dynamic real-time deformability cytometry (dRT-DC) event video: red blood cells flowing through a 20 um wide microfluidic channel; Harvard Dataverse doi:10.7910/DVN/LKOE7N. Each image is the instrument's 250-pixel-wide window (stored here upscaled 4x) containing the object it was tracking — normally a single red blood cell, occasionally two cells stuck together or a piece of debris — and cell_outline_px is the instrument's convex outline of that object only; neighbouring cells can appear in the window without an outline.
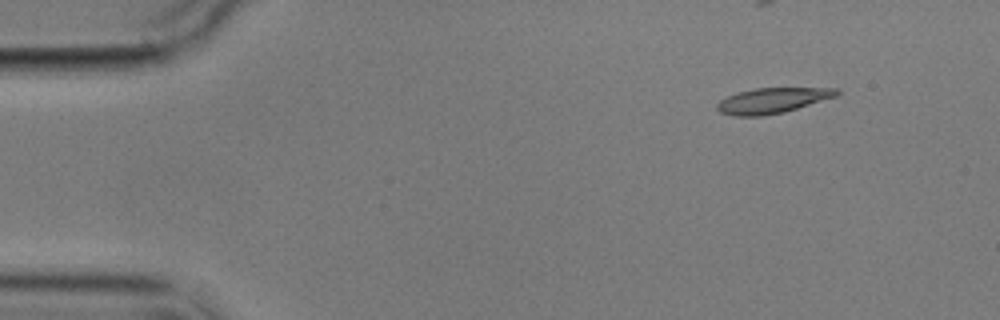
{"species": "common noctule bat (a hibernating species)", "species_latin": "Nyctalus noctula", "temperature_condition": "cold", "stored_images_in_passage": 5, "camera_frame_rate_fps": 3000, "um_per_image_px": 0.085, "animal": {"sex": "male", "body_mass_g": 17.9}, "frame": {"image": 1, "passage_image": 1, "time_ms": 0.0, "image_size_px": [1000, 320], "cell_outline_px": [[840, 92], [836, 96], [784, 112], [764, 116], [732, 116], [720, 112], [716, 108], [716, 104], [720, 100], [728, 96], [740, 92], [756, 88], [836, 88]], "centroid_in_image_um": [65.62, 8.55], "position_along_channel_um": 19.4, "area_um2": 17.51}}
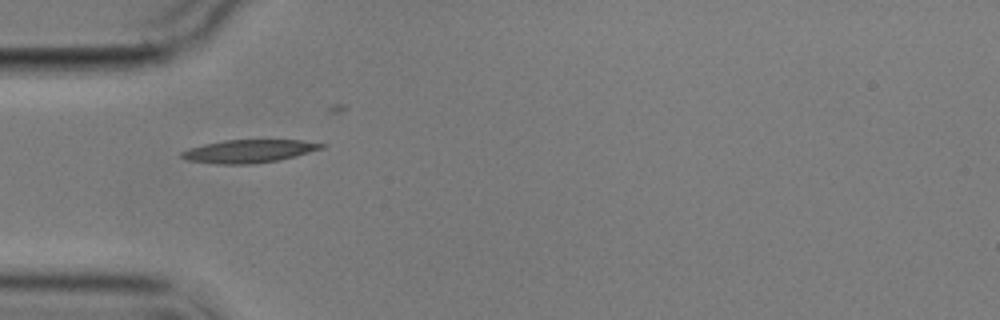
{"frame": {"image": 2, "passage_image": 4, "time_ms": 3.667, "image_size_px": [1000, 320], "cell_outline_px": [[324, 148], [296, 156], [276, 160], [252, 164], [216, 164], [184, 160], [180, 156], [180, 152], [188, 148], [204, 144], [224, 140], [300, 140], [324, 144]], "centroid_in_image_um": [21.09, 12.85], "position_along_channel_um": 63.9, "area_um2": 18.79}}
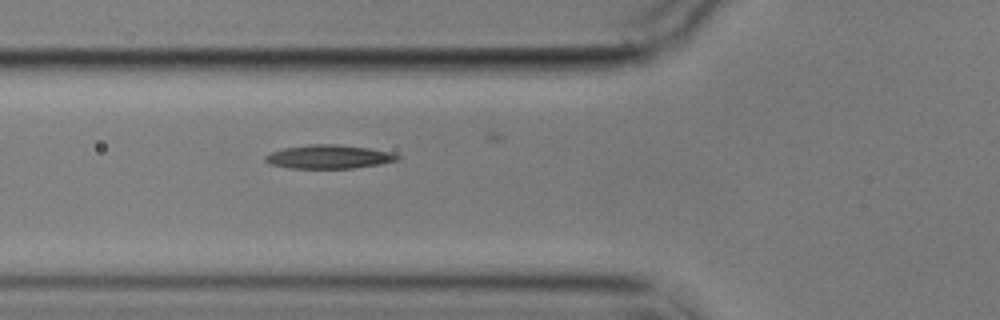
{"frame": {"image": 3, "passage_image": 5, "time_ms": 4.667, "image_size_px": [1000, 320], "cell_outline_px": [[400, 160], [380, 164], [352, 168], [288, 168], [272, 164], [264, 160], [264, 156], [272, 152], [284, 148], [312, 144], [340, 144], [368, 148], [392, 152], [400, 156]], "centroid_in_image_um": [27.99, 13.32], "position_along_channel_um": 97.8, "area_um2": 18.21}}